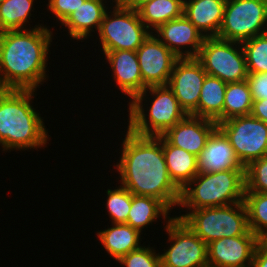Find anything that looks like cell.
<instances>
[{"label": "cell", "mask_w": 267, "mask_h": 267, "mask_svg": "<svg viewBox=\"0 0 267 267\" xmlns=\"http://www.w3.org/2000/svg\"><path fill=\"white\" fill-rule=\"evenodd\" d=\"M148 91L153 96V101L149 110L146 111L142 102L147 101L145 98L148 96ZM128 109L127 128L141 136L163 135L169 128L187 116L168 85L147 87L129 102ZM145 111H149L148 114Z\"/></svg>", "instance_id": "cell-5"}, {"label": "cell", "mask_w": 267, "mask_h": 267, "mask_svg": "<svg viewBox=\"0 0 267 267\" xmlns=\"http://www.w3.org/2000/svg\"><path fill=\"white\" fill-rule=\"evenodd\" d=\"M248 73L267 72V32L241 43Z\"/></svg>", "instance_id": "cell-29"}, {"label": "cell", "mask_w": 267, "mask_h": 267, "mask_svg": "<svg viewBox=\"0 0 267 267\" xmlns=\"http://www.w3.org/2000/svg\"><path fill=\"white\" fill-rule=\"evenodd\" d=\"M207 73L196 58H178L168 86L187 115L198 117L200 91Z\"/></svg>", "instance_id": "cell-12"}, {"label": "cell", "mask_w": 267, "mask_h": 267, "mask_svg": "<svg viewBox=\"0 0 267 267\" xmlns=\"http://www.w3.org/2000/svg\"><path fill=\"white\" fill-rule=\"evenodd\" d=\"M246 81L253 101L267 99V72L248 73Z\"/></svg>", "instance_id": "cell-34"}, {"label": "cell", "mask_w": 267, "mask_h": 267, "mask_svg": "<svg viewBox=\"0 0 267 267\" xmlns=\"http://www.w3.org/2000/svg\"><path fill=\"white\" fill-rule=\"evenodd\" d=\"M260 241L250 230L242 236L211 241L207 244L208 267H252Z\"/></svg>", "instance_id": "cell-14"}, {"label": "cell", "mask_w": 267, "mask_h": 267, "mask_svg": "<svg viewBox=\"0 0 267 267\" xmlns=\"http://www.w3.org/2000/svg\"><path fill=\"white\" fill-rule=\"evenodd\" d=\"M85 0H48L50 10L62 24Z\"/></svg>", "instance_id": "cell-33"}, {"label": "cell", "mask_w": 267, "mask_h": 267, "mask_svg": "<svg viewBox=\"0 0 267 267\" xmlns=\"http://www.w3.org/2000/svg\"><path fill=\"white\" fill-rule=\"evenodd\" d=\"M245 192L267 194V156L253 160L245 167Z\"/></svg>", "instance_id": "cell-31"}, {"label": "cell", "mask_w": 267, "mask_h": 267, "mask_svg": "<svg viewBox=\"0 0 267 267\" xmlns=\"http://www.w3.org/2000/svg\"><path fill=\"white\" fill-rule=\"evenodd\" d=\"M253 99L246 80L227 83L224 96L223 121L250 115Z\"/></svg>", "instance_id": "cell-26"}, {"label": "cell", "mask_w": 267, "mask_h": 267, "mask_svg": "<svg viewBox=\"0 0 267 267\" xmlns=\"http://www.w3.org/2000/svg\"><path fill=\"white\" fill-rule=\"evenodd\" d=\"M198 173L219 172L229 169H245L239 162L233 147L224 133L217 127L197 157Z\"/></svg>", "instance_id": "cell-17"}, {"label": "cell", "mask_w": 267, "mask_h": 267, "mask_svg": "<svg viewBox=\"0 0 267 267\" xmlns=\"http://www.w3.org/2000/svg\"><path fill=\"white\" fill-rule=\"evenodd\" d=\"M233 147L239 162L246 167L251 161L267 156V124L250 115L234 117L217 124Z\"/></svg>", "instance_id": "cell-10"}, {"label": "cell", "mask_w": 267, "mask_h": 267, "mask_svg": "<svg viewBox=\"0 0 267 267\" xmlns=\"http://www.w3.org/2000/svg\"><path fill=\"white\" fill-rule=\"evenodd\" d=\"M120 91L131 101L143 92V80L136 51L116 50L104 53Z\"/></svg>", "instance_id": "cell-18"}, {"label": "cell", "mask_w": 267, "mask_h": 267, "mask_svg": "<svg viewBox=\"0 0 267 267\" xmlns=\"http://www.w3.org/2000/svg\"><path fill=\"white\" fill-rule=\"evenodd\" d=\"M112 6L113 11L105 13L97 31L103 53L116 50L136 51L154 32L140 20L138 11L122 5Z\"/></svg>", "instance_id": "cell-7"}, {"label": "cell", "mask_w": 267, "mask_h": 267, "mask_svg": "<svg viewBox=\"0 0 267 267\" xmlns=\"http://www.w3.org/2000/svg\"><path fill=\"white\" fill-rule=\"evenodd\" d=\"M184 0H151L137 11L140 20L154 31L162 24L183 15Z\"/></svg>", "instance_id": "cell-25"}, {"label": "cell", "mask_w": 267, "mask_h": 267, "mask_svg": "<svg viewBox=\"0 0 267 267\" xmlns=\"http://www.w3.org/2000/svg\"><path fill=\"white\" fill-rule=\"evenodd\" d=\"M36 90H0V145L3 151L42 148L49 140L48 130L31 100Z\"/></svg>", "instance_id": "cell-3"}, {"label": "cell", "mask_w": 267, "mask_h": 267, "mask_svg": "<svg viewBox=\"0 0 267 267\" xmlns=\"http://www.w3.org/2000/svg\"><path fill=\"white\" fill-rule=\"evenodd\" d=\"M119 163L121 186L131 194L161 200L170 210L178 206L181 189L170 178L162 149V135L141 136L127 128Z\"/></svg>", "instance_id": "cell-1"}, {"label": "cell", "mask_w": 267, "mask_h": 267, "mask_svg": "<svg viewBox=\"0 0 267 267\" xmlns=\"http://www.w3.org/2000/svg\"><path fill=\"white\" fill-rule=\"evenodd\" d=\"M166 222L171 245L160 254L161 267H208L207 244L181 219Z\"/></svg>", "instance_id": "cell-11"}, {"label": "cell", "mask_w": 267, "mask_h": 267, "mask_svg": "<svg viewBox=\"0 0 267 267\" xmlns=\"http://www.w3.org/2000/svg\"><path fill=\"white\" fill-rule=\"evenodd\" d=\"M155 32L157 35H154L178 58L197 57L205 40L203 34L184 14L177 19L162 24ZM186 47L188 50L186 49L183 52L182 49ZM189 47L191 48L189 49Z\"/></svg>", "instance_id": "cell-15"}, {"label": "cell", "mask_w": 267, "mask_h": 267, "mask_svg": "<svg viewBox=\"0 0 267 267\" xmlns=\"http://www.w3.org/2000/svg\"><path fill=\"white\" fill-rule=\"evenodd\" d=\"M118 262L124 267H161V257L155 249L141 246L122 256Z\"/></svg>", "instance_id": "cell-32"}, {"label": "cell", "mask_w": 267, "mask_h": 267, "mask_svg": "<svg viewBox=\"0 0 267 267\" xmlns=\"http://www.w3.org/2000/svg\"><path fill=\"white\" fill-rule=\"evenodd\" d=\"M106 209L108 208L112 224L126 223L131 207L132 194L123 186L114 190L108 189Z\"/></svg>", "instance_id": "cell-30"}, {"label": "cell", "mask_w": 267, "mask_h": 267, "mask_svg": "<svg viewBox=\"0 0 267 267\" xmlns=\"http://www.w3.org/2000/svg\"><path fill=\"white\" fill-rule=\"evenodd\" d=\"M35 26L0 32L1 89L36 90L46 79L53 34L43 25Z\"/></svg>", "instance_id": "cell-2"}, {"label": "cell", "mask_w": 267, "mask_h": 267, "mask_svg": "<svg viewBox=\"0 0 267 267\" xmlns=\"http://www.w3.org/2000/svg\"><path fill=\"white\" fill-rule=\"evenodd\" d=\"M252 267H267V241H260L255 249Z\"/></svg>", "instance_id": "cell-35"}, {"label": "cell", "mask_w": 267, "mask_h": 267, "mask_svg": "<svg viewBox=\"0 0 267 267\" xmlns=\"http://www.w3.org/2000/svg\"><path fill=\"white\" fill-rule=\"evenodd\" d=\"M106 1V0H105ZM115 4L113 5H121L123 0H112Z\"/></svg>", "instance_id": "cell-38"}, {"label": "cell", "mask_w": 267, "mask_h": 267, "mask_svg": "<svg viewBox=\"0 0 267 267\" xmlns=\"http://www.w3.org/2000/svg\"><path fill=\"white\" fill-rule=\"evenodd\" d=\"M153 33L136 50L143 91L147 87L168 85L178 57L169 50Z\"/></svg>", "instance_id": "cell-13"}, {"label": "cell", "mask_w": 267, "mask_h": 267, "mask_svg": "<svg viewBox=\"0 0 267 267\" xmlns=\"http://www.w3.org/2000/svg\"><path fill=\"white\" fill-rule=\"evenodd\" d=\"M244 195L245 169L198 173L181 190L179 206L187 207L189 212L205 207L227 206L243 202Z\"/></svg>", "instance_id": "cell-4"}, {"label": "cell", "mask_w": 267, "mask_h": 267, "mask_svg": "<svg viewBox=\"0 0 267 267\" xmlns=\"http://www.w3.org/2000/svg\"><path fill=\"white\" fill-rule=\"evenodd\" d=\"M171 210L159 199L150 196H140L132 194L131 207L127 219V224L132 228L143 231L147 225L152 224L162 215L163 220L170 221ZM168 217V218H167Z\"/></svg>", "instance_id": "cell-24"}, {"label": "cell", "mask_w": 267, "mask_h": 267, "mask_svg": "<svg viewBox=\"0 0 267 267\" xmlns=\"http://www.w3.org/2000/svg\"><path fill=\"white\" fill-rule=\"evenodd\" d=\"M196 58L207 75L217 77L225 83L247 79L246 57L240 42L217 37L205 38Z\"/></svg>", "instance_id": "cell-9"}, {"label": "cell", "mask_w": 267, "mask_h": 267, "mask_svg": "<svg viewBox=\"0 0 267 267\" xmlns=\"http://www.w3.org/2000/svg\"><path fill=\"white\" fill-rule=\"evenodd\" d=\"M162 149L172 181L182 190L197 174V156L171 145L162 136Z\"/></svg>", "instance_id": "cell-21"}, {"label": "cell", "mask_w": 267, "mask_h": 267, "mask_svg": "<svg viewBox=\"0 0 267 267\" xmlns=\"http://www.w3.org/2000/svg\"><path fill=\"white\" fill-rule=\"evenodd\" d=\"M151 0H123L122 6L131 10L137 11L145 3L150 2Z\"/></svg>", "instance_id": "cell-37"}, {"label": "cell", "mask_w": 267, "mask_h": 267, "mask_svg": "<svg viewBox=\"0 0 267 267\" xmlns=\"http://www.w3.org/2000/svg\"><path fill=\"white\" fill-rule=\"evenodd\" d=\"M227 0H184L183 14L205 38L217 37Z\"/></svg>", "instance_id": "cell-19"}, {"label": "cell", "mask_w": 267, "mask_h": 267, "mask_svg": "<svg viewBox=\"0 0 267 267\" xmlns=\"http://www.w3.org/2000/svg\"><path fill=\"white\" fill-rule=\"evenodd\" d=\"M34 0H4L0 3V32L24 30L31 17Z\"/></svg>", "instance_id": "cell-28"}, {"label": "cell", "mask_w": 267, "mask_h": 267, "mask_svg": "<svg viewBox=\"0 0 267 267\" xmlns=\"http://www.w3.org/2000/svg\"><path fill=\"white\" fill-rule=\"evenodd\" d=\"M141 232L127 223L114 224L112 227L99 231L97 238L110 256L118 261L122 256L140 248Z\"/></svg>", "instance_id": "cell-22"}, {"label": "cell", "mask_w": 267, "mask_h": 267, "mask_svg": "<svg viewBox=\"0 0 267 267\" xmlns=\"http://www.w3.org/2000/svg\"><path fill=\"white\" fill-rule=\"evenodd\" d=\"M251 115L267 124V99L253 101Z\"/></svg>", "instance_id": "cell-36"}, {"label": "cell", "mask_w": 267, "mask_h": 267, "mask_svg": "<svg viewBox=\"0 0 267 267\" xmlns=\"http://www.w3.org/2000/svg\"><path fill=\"white\" fill-rule=\"evenodd\" d=\"M105 0H85L62 23L69 35L75 40L87 39L93 28L99 31L101 22L107 12Z\"/></svg>", "instance_id": "cell-20"}, {"label": "cell", "mask_w": 267, "mask_h": 267, "mask_svg": "<svg viewBox=\"0 0 267 267\" xmlns=\"http://www.w3.org/2000/svg\"><path fill=\"white\" fill-rule=\"evenodd\" d=\"M216 128L217 123L215 121L187 115L162 136L171 145L182 148L198 157Z\"/></svg>", "instance_id": "cell-16"}, {"label": "cell", "mask_w": 267, "mask_h": 267, "mask_svg": "<svg viewBox=\"0 0 267 267\" xmlns=\"http://www.w3.org/2000/svg\"><path fill=\"white\" fill-rule=\"evenodd\" d=\"M227 83L217 77L206 75L200 91L198 117L223 122L224 96Z\"/></svg>", "instance_id": "cell-23"}, {"label": "cell", "mask_w": 267, "mask_h": 267, "mask_svg": "<svg viewBox=\"0 0 267 267\" xmlns=\"http://www.w3.org/2000/svg\"><path fill=\"white\" fill-rule=\"evenodd\" d=\"M243 202L247 210L249 230L261 241H267V194L245 192Z\"/></svg>", "instance_id": "cell-27"}, {"label": "cell", "mask_w": 267, "mask_h": 267, "mask_svg": "<svg viewBox=\"0 0 267 267\" xmlns=\"http://www.w3.org/2000/svg\"><path fill=\"white\" fill-rule=\"evenodd\" d=\"M176 218L181 219L206 244L223 237L242 236L249 231L244 202L199 208Z\"/></svg>", "instance_id": "cell-6"}, {"label": "cell", "mask_w": 267, "mask_h": 267, "mask_svg": "<svg viewBox=\"0 0 267 267\" xmlns=\"http://www.w3.org/2000/svg\"><path fill=\"white\" fill-rule=\"evenodd\" d=\"M265 26L267 0H227L217 38L242 43L266 33Z\"/></svg>", "instance_id": "cell-8"}]
</instances>
